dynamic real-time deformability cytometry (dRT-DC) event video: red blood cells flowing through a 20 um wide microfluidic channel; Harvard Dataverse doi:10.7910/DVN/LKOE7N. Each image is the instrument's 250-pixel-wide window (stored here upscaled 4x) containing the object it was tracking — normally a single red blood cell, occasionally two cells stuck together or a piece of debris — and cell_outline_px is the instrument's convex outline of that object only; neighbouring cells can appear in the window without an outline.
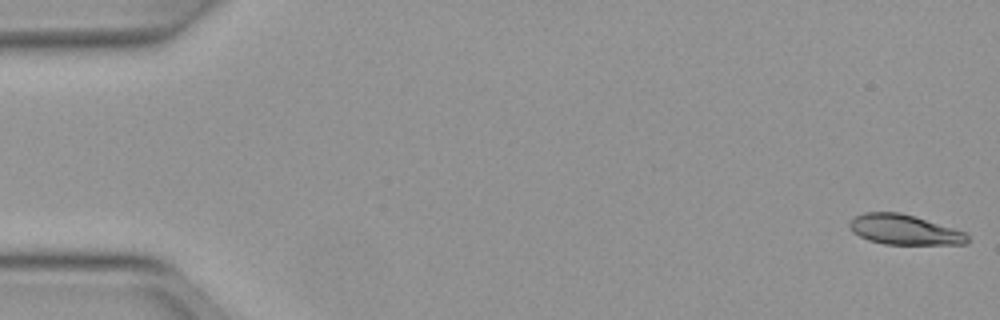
{"species": "Egyptian fruit bat (a non-hibernating species)", "species_latin": "Rousettus aegyptiacus", "temperature_condition": "warm", "stored_images_in_passage": 51, "camera_frame_rate_fps": 3000, "um_per_image_px": 0.085, "animal": {"sex": "female"}, "frame": {"image": 1, "passage_image": 1, "time_ms": 0.0, "image_size_px": [1000, 320], "cell_outline_px": [[968, 244], [884, 244], [868, 240], [852, 232], [848, 224], [856, 216], [864, 212], [900, 212], [952, 228], [964, 232], [968, 236]], "centroid_in_image_um": [76.83, 19.53], "position_along_channel_um": 8.2, "area_um2": 20.35}}
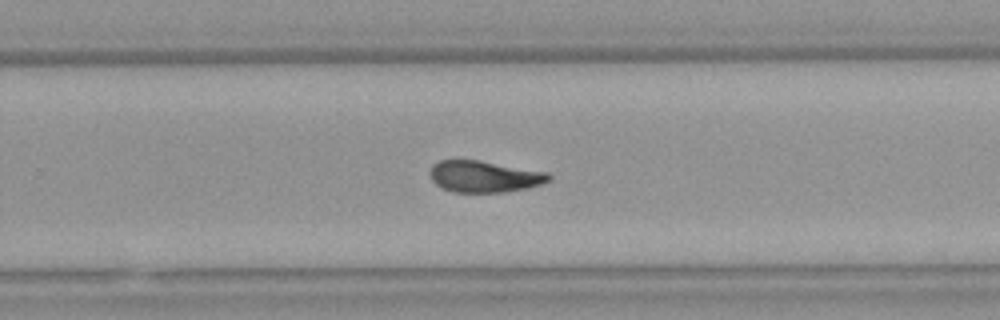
{"frame": {"image": 2, "passage_image": 33, "time_ms": 10.667, "image_size_px": [1000, 320], "cell_outline_px": [[552, 180], [528, 188], [504, 192], [452, 192], [440, 188], [432, 180], [428, 172], [432, 164], [440, 160], [480, 160], [548, 172], [552, 176]], "centroid_in_image_um": [41.15, 15.0], "position_along_channel_um": 288.6, "area_um2": 22.14}}
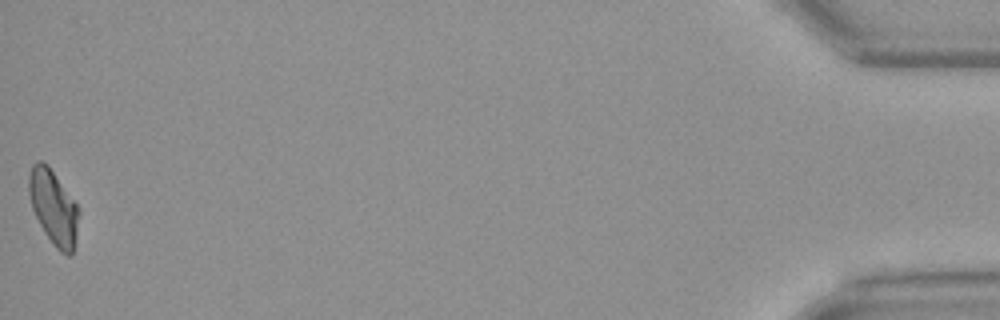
{"frame": {"image": 3, "passage_image": 51, "time_ms": 16.667, "image_size_px": [1000, 320], "cell_outline_px": [[80, 212], [72, 256], [68, 256], [60, 252], [56, 248], [44, 232], [32, 208], [28, 192], [28, 176], [32, 164], [36, 160], [40, 160], [48, 164], [76, 204]], "centroid_in_image_um": [4.53, 17.61], "position_along_channel_um": 430.7, "area_um2": 21.68}, "authors_computed_cell_mechanics": {"area_um2": 22.0218, "velocity_mm_per_s": 4.0137, "shape_relaxation_time_tau1_ms": 6.7399, "shape_relaxation_time_tau2_ms": 3.0127, "deformation_change_tau1": 0.2044, "deformation_change_tau2": 0.0967}}